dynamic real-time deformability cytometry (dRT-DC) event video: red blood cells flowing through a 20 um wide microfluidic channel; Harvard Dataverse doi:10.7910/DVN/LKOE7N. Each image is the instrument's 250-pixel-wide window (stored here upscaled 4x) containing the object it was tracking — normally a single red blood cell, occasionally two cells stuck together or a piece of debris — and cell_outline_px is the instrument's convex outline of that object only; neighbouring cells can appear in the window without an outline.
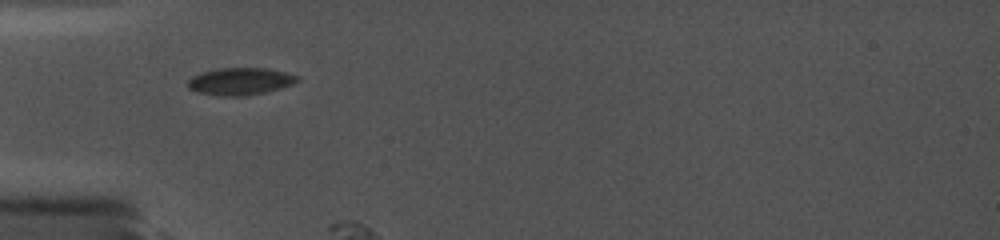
{"species": "common noctule bat (a hibernating species)", "species_latin": "Nyctalus noctula", "temperature_condition": "cold", "stored_images_in_passage": 3, "camera_frame_rate_fps": 5000, "um_per_image_px": 0.085, "animal": {"sex": "female", "body_mass_g": 19.0, "forearm_length_mm": 56.7}, "frame": {"image": 1, "passage_image": 1, "time_ms": 0.0, "image_size_px": [1000, 240], "cell_outline_px": [[300, 80], [292, 84], [280, 88], [264, 92], [244, 96], [220, 96], [196, 92], [188, 88], [188, 80], [192, 76], [200, 72], [220, 68], [268, 68], [300, 76]], "centroid_in_image_um": [20.4, 6.91], "position_along_channel_um": 64.6, "area_um2": 17.46}}